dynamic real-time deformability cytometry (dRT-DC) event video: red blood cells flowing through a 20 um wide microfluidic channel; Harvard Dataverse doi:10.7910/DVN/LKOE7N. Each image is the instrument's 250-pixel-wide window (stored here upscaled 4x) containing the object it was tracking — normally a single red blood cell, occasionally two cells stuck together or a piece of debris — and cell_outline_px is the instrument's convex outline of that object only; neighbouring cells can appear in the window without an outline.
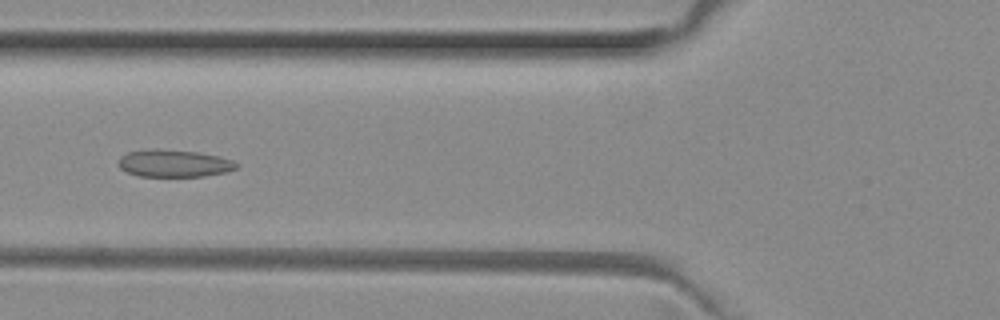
{"species": "common noctule bat (a hibernating species)", "species_latin": "Nyctalus noctula", "temperature_condition": "room temperature", "stored_images_in_passage": 32, "camera_frame_rate_fps": 3000, "um_per_image_px": 0.085, "animal": {"sex": "female", "body_mass_g": 29.2, "forearm_length_mm": 56.3}, "frame": {"image": 1, "passage_image": 9, "time_ms": 2.667, "image_size_px": [1000, 320], "cell_outline_px": [[240, 164], [236, 168], [228, 172], [204, 176], [136, 176], [120, 168], [120, 156], [128, 152], [152, 148], [156, 148], [196, 152], [216, 156], [232, 160]], "centroid_in_image_um": [14.8, 13.88], "position_along_channel_um": 111.0, "area_um2": 18.73}}
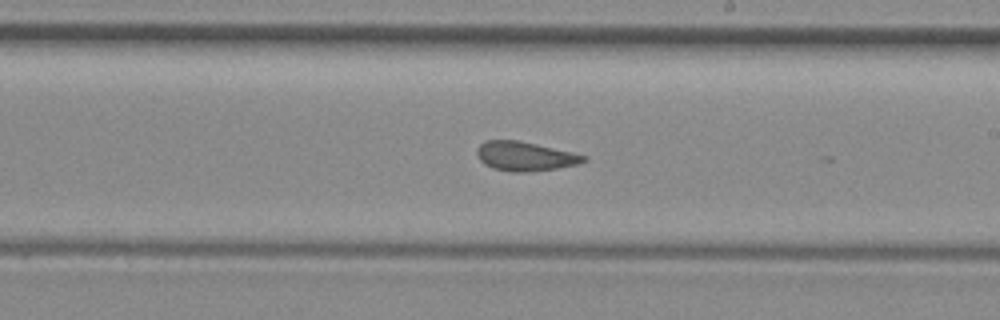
{"frame": {"image": 2, "passage_image": 19, "time_ms": 6.0, "image_size_px": [1000, 320], "cell_outline_px": [[588, 160], [580, 164], [556, 168], [528, 172], [512, 172], [492, 168], [484, 164], [476, 156], [476, 148], [484, 140], [516, 140], [536, 144], [588, 156]], "centroid_in_image_um": [44.6, 13.28], "position_along_channel_um": 244.4, "area_um2": 18.26}}
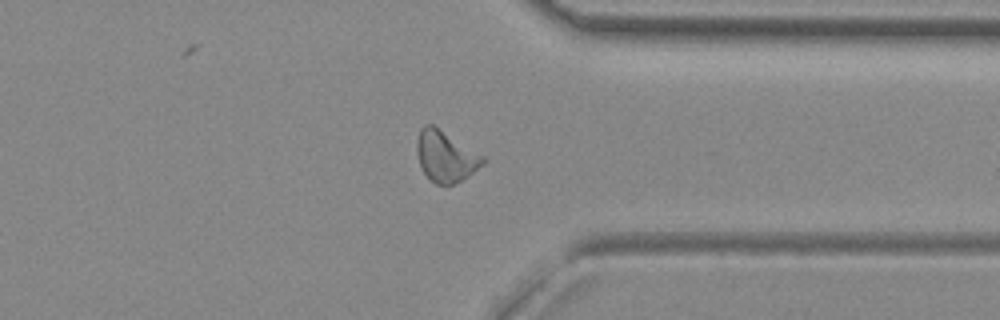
{"frame": {"image": 3, "passage_image": 29, "time_ms": 9.333, "image_size_px": [1000, 320], "cell_outline_px": [[484, 164], [460, 180], [452, 184], [436, 184], [420, 168], [416, 152], [416, 144], [420, 128], [424, 124], [432, 124], [484, 156]], "centroid_in_image_um": [37.83, 13.26], "position_along_channel_um": 373.6, "area_um2": 19.25}, "authors_computed_cell_mechanics": {"area_um2": 18.5249, "velocity_mm_per_s": 4.0016, "shape_relaxation_time_tau1_ms": null, "shape_relaxation_time_tau2_ms": 2.219, "deformation_change_tau1": null, "deformation_change_tau2": 0.0698}}